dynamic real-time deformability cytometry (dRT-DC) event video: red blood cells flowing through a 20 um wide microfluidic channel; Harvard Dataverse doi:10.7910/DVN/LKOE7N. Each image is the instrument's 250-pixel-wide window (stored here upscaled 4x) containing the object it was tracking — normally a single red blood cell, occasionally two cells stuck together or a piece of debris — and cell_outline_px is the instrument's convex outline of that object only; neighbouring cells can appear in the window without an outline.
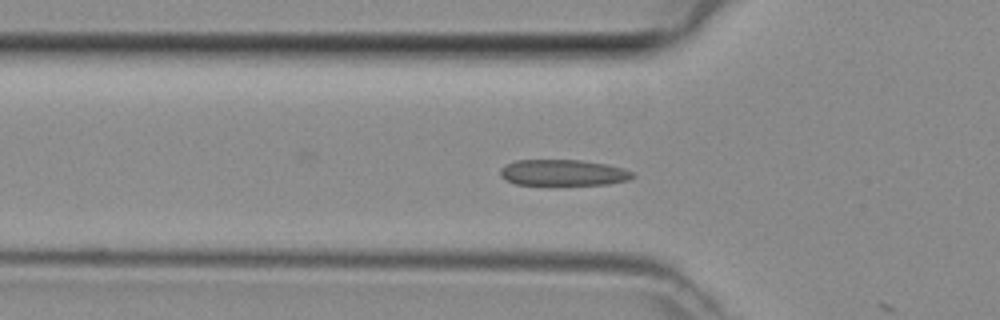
{"species": "common noctule bat (a hibernating species)", "species_latin": "Nyctalus noctula", "temperature_condition": "room temperature", "stored_images_in_passage": 15, "camera_frame_rate_fps": 3000, "um_per_image_px": 0.085, "animal": {"sex": "female", "body_mass_g": 29.2, "forearm_length_mm": 56.3}, "frame": {"image": 1, "passage_image": 14, "time_ms": 4.333, "image_size_px": [1000, 320], "cell_outline_px": [[636, 176], [628, 180], [608, 184], [516, 184], [500, 176], [500, 168], [504, 164], [516, 160], [580, 160], [608, 164], [624, 168], [632, 172]], "centroid_in_image_um": [47.88, 14.66], "position_along_channel_um": 77.9, "area_um2": 20.06}}